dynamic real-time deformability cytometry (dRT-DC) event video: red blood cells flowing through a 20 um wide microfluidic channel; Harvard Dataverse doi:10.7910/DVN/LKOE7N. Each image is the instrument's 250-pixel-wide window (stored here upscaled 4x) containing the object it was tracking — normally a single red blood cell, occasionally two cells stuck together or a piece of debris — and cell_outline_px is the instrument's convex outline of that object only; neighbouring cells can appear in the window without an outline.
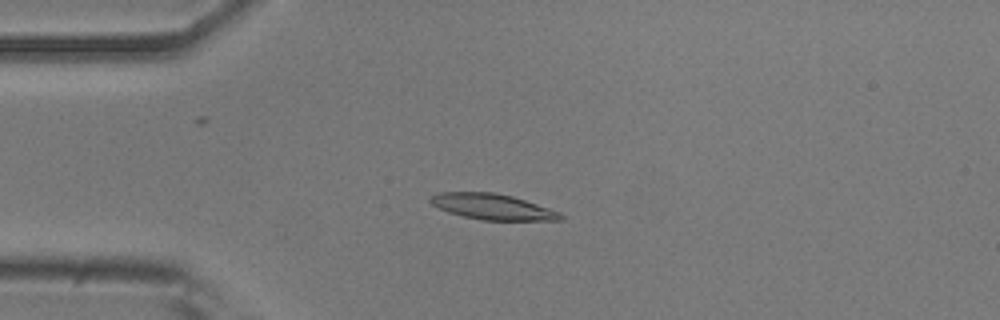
{"species": "common noctule bat (a hibernating species)", "species_latin": "Nyctalus noctula", "temperature_condition": "room temperature", "stored_images_in_passage": 46, "camera_frame_rate_fps": 3000, "um_per_image_px": 0.085, "animal": {"sex": "male", "body_mass_g": 20.5, "forearm_length_mm": 52.5}, "frame": {"image": 1, "passage_image": 5, "time_ms": 1.333, "image_size_px": [1000, 320], "cell_outline_px": [[564, 220], [484, 220], [464, 216], [448, 212], [432, 204], [428, 200], [436, 192], [492, 192], [512, 196], [560, 212], [564, 216]], "centroid_in_image_um": [41.85, 17.57], "position_along_channel_um": 43.1, "area_um2": 19.31}}
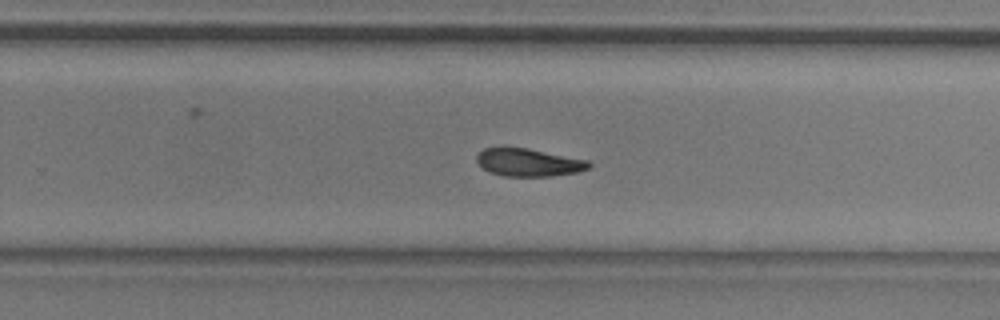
{"frame": {"image": 2, "passage_image": 26, "time_ms": 8.333, "image_size_px": [1000, 320], "cell_outline_px": [[592, 164], [588, 168], [576, 172], [552, 176], [504, 176], [488, 172], [476, 160], [476, 156], [484, 148], [528, 148], [588, 160]], "centroid_in_image_um": [44.94, 13.81], "position_along_channel_um": 284.9, "area_um2": 17.98}}
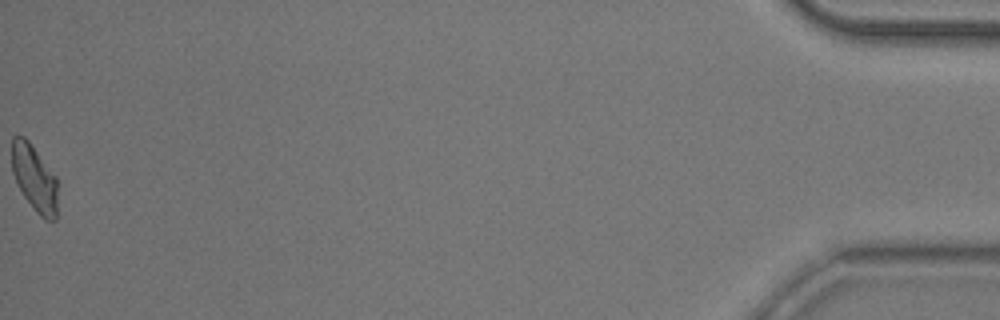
{"frame": {"image": 3, "passage_image": 46, "time_ms": 15.0, "image_size_px": [1000, 320], "cell_outline_px": [[56, 220], [44, 220], [36, 212], [24, 196], [12, 172], [12, 136], [24, 136], [28, 140], [56, 176]], "centroid_in_image_um": [2.92, 15.14], "position_along_channel_um": 432.3, "area_um2": 17.46}, "authors_computed_cell_mechanics": {"area_um2": 18.785, "velocity_mm_per_s": 3.7402, "shape_relaxation_time_tau1_ms": 5.0991, "shape_relaxation_time_tau2_ms": null, "deformation_change_tau1": 0.1453, "deformation_change_tau2": null}}